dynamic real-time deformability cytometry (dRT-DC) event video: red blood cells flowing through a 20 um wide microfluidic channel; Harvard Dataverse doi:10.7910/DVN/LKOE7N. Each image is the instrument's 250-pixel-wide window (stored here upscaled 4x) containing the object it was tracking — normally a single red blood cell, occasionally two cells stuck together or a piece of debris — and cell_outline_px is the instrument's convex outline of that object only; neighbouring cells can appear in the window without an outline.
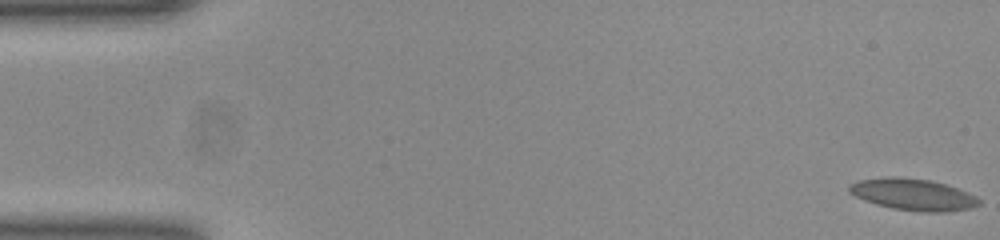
{"species": "common noctule bat (a hibernating species)", "species_latin": "Nyctalus noctula", "temperature_condition": "room temperature", "stored_images_in_passage": 15, "camera_frame_rate_fps": 3000, "um_per_image_px": 0.085, "animal": {"sex": "female", "body_mass_g": 23.0, "forearm_length_mm": 53.4}, "frame": {"image": 1, "passage_image": 1, "time_ms": 0.0, "image_size_px": [1000, 240], "cell_outline_px": [[980, 204], [968, 208], [948, 212], [924, 212], [892, 208], [876, 204], [864, 200], [848, 192], [848, 184], [860, 180], [928, 180], [944, 184], [956, 188], [976, 196], [980, 200]], "centroid_in_image_um": [77.65, 16.59], "position_along_channel_um": 7.4, "area_um2": 22.66}}
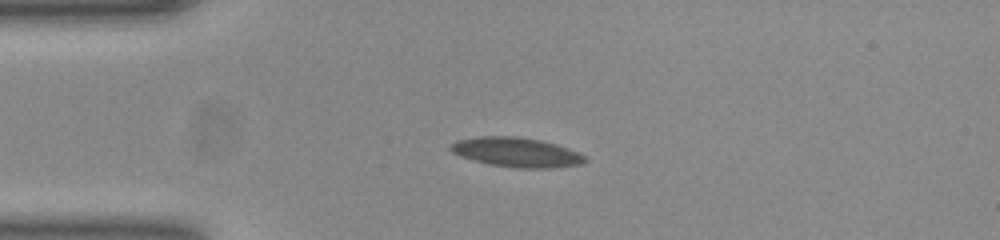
{"frame": {"image": 2, "passage_image": 13, "time_ms": 4.0, "image_size_px": [1000, 240], "cell_outline_px": [[588, 160], [584, 164], [552, 168], [520, 168], [488, 164], [452, 152], [448, 148], [456, 140], [480, 136], [516, 136], [540, 140], [556, 144], [568, 148], [584, 156]], "centroid_in_image_um": [43.93, 12.94], "position_along_channel_um": 41.1, "area_um2": 22.95}}